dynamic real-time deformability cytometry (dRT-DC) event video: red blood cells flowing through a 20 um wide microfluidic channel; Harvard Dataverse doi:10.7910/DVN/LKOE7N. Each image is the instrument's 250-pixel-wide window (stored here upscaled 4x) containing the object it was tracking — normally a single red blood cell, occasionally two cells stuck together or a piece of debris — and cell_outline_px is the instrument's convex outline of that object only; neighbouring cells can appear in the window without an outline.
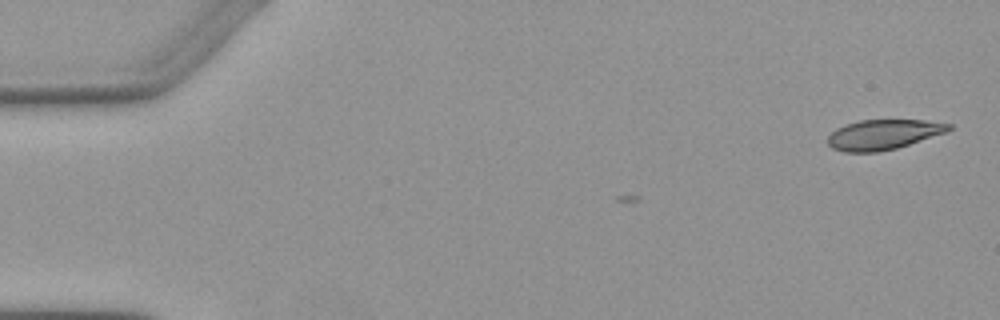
{"species": "Egyptian fruit bat (a non-hibernating species)", "species_latin": "Rousettus aegyptiacus", "temperature_condition": "warm", "stored_images_in_passage": 2, "camera_frame_rate_fps": 3000, "um_per_image_px": 0.085, "animal": {"sex": "female"}, "frame": {"image": 1, "passage_image": 2, "time_ms": 1.333, "image_size_px": [1000, 320], "cell_outline_px": [[952, 128], [948, 132], [896, 148], [876, 152], [844, 152], [832, 148], [828, 144], [828, 136], [836, 128], [844, 124], [860, 120], [924, 120], [952, 124]], "centroid_in_image_um": [75.08, 11.43], "position_along_channel_um": 9.9, "area_um2": 21.21}}